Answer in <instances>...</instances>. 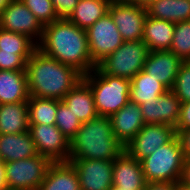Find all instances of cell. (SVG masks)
Listing matches in <instances>:
<instances>
[{"label": "cell", "instance_id": "4dcf8cb0", "mask_svg": "<svg viewBox=\"0 0 190 190\" xmlns=\"http://www.w3.org/2000/svg\"><path fill=\"white\" fill-rule=\"evenodd\" d=\"M25 6L45 26L59 19L51 0H21Z\"/></svg>", "mask_w": 190, "mask_h": 190}, {"label": "cell", "instance_id": "2e32d148", "mask_svg": "<svg viewBox=\"0 0 190 190\" xmlns=\"http://www.w3.org/2000/svg\"><path fill=\"white\" fill-rule=\"evenodd\" d=\"M113 186L122 189H145L141 161L133 158L126 150L113 160Z\"/></svg>", "mask_w": 190, "mask_h": 190}, {"label": "cell", "instance_id": "d590c367", "mask_svg": "<svg viewBox=\"0 0 190 190\" xmlns=\"http://www.w3.org/2000/svg\"><path fill=\"white\" fill-rule=\"evenodd\" d=\"M175 129H190V101L181 104L180 117Z\"/></svg>", "mask_w": 190, "mask_h": 190}, {"label": "cell", "instance_id": "83f0119b", "mask_svg": "<svg viewBox=\"0 0 190 190\" xmlns=\"http://www.w3.org/2000/svg\"><path fill=\"white\" fill-rule=\"evenodd\" d=\"M37 44L27 35L0 28V53H33Z\"/></svg>", "mask_w": 190, "mask_h": 190}, {"label": "cell", "instance_id": "4fadbf2b", "mask_svg": "<svg viewBox=\"0 0 190 190\" xmlns=\"http://www.w3.org/2000/svg\"><path fill=\"white\" fill-rule=\"evenodd\" d=\"M108 12L119 30L123 41H137L143 37L147 9L129 2L112 3Z\"/></svg>", "mask_w": 190, "mask_h": 190}, {"label": "cell", "instance_id": "1f68e13d", "mask_svg": "<svg viewBox=\"0 0 190 190\" xmlns=\"http://www.w3.org/2000/svg\"><path fill=\"white\" fill-rule=\"evenodd\" d=\"M171 90L182 103L190 101V61L183 62L180 65Z\"/></svg>", "mask_w": 190, "mask_h": 190}, {"label": "cell", "instance_id": "8992f818", "mask_svg": "<svg viewBox=\"0 0 190 190\" xmlns=\"http://www.w3.org/2000/svg\"><path fill=\"white\" fill-rule=\"evenodd\" d=\"M149 53L144 41H124L112 54L105 57L97 67L109 76L131 80L137 73L144 70L146 57Z\"/></svg>", "mask_w": 190, "mask_h": 190}, {"label": "cell", "instance_id": "ee69618b", "mask_svg": "<svg viewBox=\"0 0 190 190\" xmlns=\"http://www.w3.org/2000/svg\"><path fill=\"white\" fill-rule=\"evenodd\" d=\"M111 190H144V189H122L121 187H112Z\"/></svg>", "mask_w": 190, "mask_h": 190}, {"label": "cell", "instance_id": "9a60e30c", "mask_svg": "<svg viewBox=\"0 0 190 190\" xmlns=\"http://www.w3.org/2000/svg\"><path fill=\"white\" fill-rule=\"evenodd\" d=\"M182 63L183 61L169 50L149 51L144 71L171 90Z\"/></svg>", "mask_w": 190, "mask_h": 190}, {"label": "cell", "instance_id": "44dd1931", "mask_svg": "<svg viewBox=\"0 0 190 190\" xmlns=\"http://www.w3.org/2000/svg\"><path fill=\"white\" fill-rule=\"evenodd\" d=\"M26 71L0 70V105L29 100Z\"/></svg>", "mask_w": 190, "mask_h": 190}, {"label": "cell", "instance_id": "5bb4252c", "mask_svg": "<svg viewBox=\"0 0 190 190\" xmlns=\"http://www.w3.org/2000/svg\"><path fill=\"white\" fill-rule=\"evenodd\" d=\"M181 100L172 90L146 101L140 106L145 124H166L176 128L181 111Z\"/></svg>", "mask_w": 190, "mask_h": 190}, {"label": "cell", "instance_id": "6da1fadb", "mask_svg": "<svg viewBox=\"0 0 190 190\" xmlns=\"http://www.w3.org/2000/svg\"><path fill=\"white\" fill-rule=\"evenodd\" d=\"M37 49L62 64L72 66L83 76L97 66L90 56L86 30L66 18L44 26Z\"/></svg>", "mask_w": 190, "mask_h": 190}, {"label": "cell", "instance_id": "b9f144b4", "mask_svg": "<svg viewBox=\"0 0 190 190\" xmlns=\"http://www.w3.org/2000/svg\"><path fill=\"white\" fill-rule=\"evenodd\" d=\"M177 190H190V186L182 184L180 181L177 182Z\"/></svg>", "mask_w": 190, "mask_h": 190}, {"label": "cell", "instance_id": "484cf974", "mask_svg": "<svg viewBox=\"0 0 190 190\" xmlns=\"http://www.w3.org/2000/svg\"><path fill=\"white\" fill-rule=\"evenodd\" d=\"M108 0H79L68 19L79 28L87 29L108 13Z\"/></svg>", "mask_w": 190, "mask_h": 190}, {"label": "cell", "instance_id": "7c38bea8", "mask_svg": "<svg viewBox=\"0 0 190 190\" xmlns=\"http://www.w3.org/2000/svg\"><path fill=\"white\" fill-rule=\"evenodd\" d=\"M74 166L80 190H111L113 186V160L69 159Z\"/></svg>", "mask_w": 190, "mask_h": 190}, {"label": "cell", "instance_id": "74e56055", "mask_svg": "<svg viewBox=\"0 0 190 190\" xmlns=\"http://www.w3.org/2000/svg\"><path fill=\"white\" fill-rule=\"evenodd\" d=\"M182 184L190 186V158L185 159L184 167L181 172L180 180Z\"/></svg>", "mask_w": 190, "mask_h": 190}, {"label": "cell", "instance_id": "52a82bcc", "mask_svg": "<svg viewBox=\"0 0 190 190\" xmlns=\"http://www.w3.org/2000/svg\"><path fill=\"white\" fill-rule=\"evenodd\" d=\"M52 162L37 154L5 163L8 190H38Z\"/></svg>", "mask_w": 190, "mask_h": 190}, {"label": "cell", "instance_id": "d4e9b609", "mask_svg": "<svg viewBox=\"0 0 190 190\" xmlns=\"http://www.w3.org/2000/svg\"><path fill=\"white\" fill-rule=\"evenodd\" d=\"M147 15L173 23L190 20V0H157L147 8Z\"/></svg>", "mask_w": 190, "mask_h": 190}, {"label": "cell", "instance_id": "d6a6232c", "mask_svg": "<svg viewBox=\"0 0 190 190\" xmlns=\"http://www.w3.org/2000/svg\"><path fill=\"white\" fill-rule=\"evenodd\" d=\"M32 53H0V70L26 71Z\"/></svg>", "mask_w": 190, "mask_h": 190}, {"label": "cell", "instance_id": "f1b7e54d", "mask_svg": "<svg viewBox=\"0 0 190 190\" xmlns=\"http://www.w3.org/2000/svg\"><path fill=\"white\" fill-rule=\"evenodd\" d=\"M183 62L190 61V20L175 23L170 50Z\"/></svg>", "mask_w": 190, "mask_h": 190}, {"label": "cell", "instance_id": "7bdbcfd3", "mask_svg": "<svg viewBox=\"0 0 190 190\" xmlns=\"http://www.w3.org/2000/svg\"><path fill=\"white\" fill-rule=\"evenodd\" d=\"M110 4L112 3H124V2H130V0H108Z\"/></svg>", "mask_w": 190, "mask_h": 190}, {"label": "cell", "instance_id": "30bf717a", "mask_svg": "<svg viewBox=\"0 0 190 190\" xmlns=\"http://www.w3.org/2000/svg\"><path fill=\"white\" fill-rule=\"evenodd\" d=\"M0 28L27 35L38 44L44 26L21 0H12L0 14Z\"/></svg>", "mask_w": 190, "mask_h": 190}, {"label": "cell", "instance_id": "7402d4cb", "mask_svg": "<svg viewBox=\"0 0 190 190\" xmlns=\"http://www.w3.org/2000/svg\"><path fill=\"white\" fill-rule=\"evenodd\" d=\"M38 190H80V181L69 162L52 163Z\"/></svg>", "mask_w": 190, "mask_h": 190}, {"label": "cell", "instance_id": "603a6c76", "mask_svg": "<svg viewBox=\"0 0 190 190\" xmlns=\"http://www.w3.org/2000/svg\"><path fill=\"white\" fill-rule=\"evenodd\" d=\"M29 131L28 101L0 105V134Z\"/></svg>", "mask_w": 190, "mask_h": 190}, {"label": "cell", "instance_id": "d6986e66", "mask_svg": "<svg viewBox=\"0 0 190 190\" xmlns=\"http://www.w3.org/2000/svg\"><path fill=\"white\" fill-rule=\"evenodd\" d=\"M29 131L17 134H0V159L3 162L18 161L37 155Z\"/></svg>", "mask_w": 190, "mask_h": 190}, {"label": "cell", "instance_id": "e575fe53", "mask_svg": "<svg viewBox=\"0 0 190 190\" xmlns=\"http://www.w3.org/2000/svg\"><path fill=\"white\" fill-rule=\"evenodd\" d=\"M176 137L182 149L184 159L190 158V129H176Z\"/></svg>", "mask_w": 190, "mask_h": 190}, {"label": "cell", "instance_id": "f35d334b", "mask_svg": "<svg viewBox=\"0 0 190 190\" xmlns=\"http://www.w3.org/2000/svg\"><path fill=\"white\" fill-rule=\"evenodd\" d=\"M0 190H8L5 162H0Z\"/></svg>", "mask_w": 190, "mask_h": 190}, {"label": "cell", "instance_id": "277c9868", "mask_svg": "<svg viewBox=\"0 0 190 190\" xmlns=\"http://www.w3.org/2000/svg\"><path fill=\"white\" fill-rule=\"evenodd\" d=\"M82 79L91 88L99 116L110 117L130 101L128 79L104 74L97 66Z\"/></svg>", "mask_w": 190, "mask_h": 190}, {"label": "cell", "instance_id": "3957f363", "mask_svg": "<svg viewBox=\"0 0 190 190\" xmlns=\"http://www.w3.org/2000/svg\"><path fill=\"white\" fill-rule=\"evenodd\" d=\"M125 150L114 136L109 117L98 116L83 122L70 140L69 159L114 160Z\"/></svg>", "mask_w": 190, "mask_h": 190}, {"label": "cell", "instance_id": "ab89813d", "mask_svg": "<svg viewBox=\"0 0 190 190\" xmlns=\"http://www.w3.org/2000/svg\"><path fill=\"white\" fill-rule=\"evenodd\" d=\"M157 0H130L129 3L139 7L147 8L152 2Z\"/></svg>", "mask_w": 190, "mask_h": 190}, {"label": "cell", "instance_id": "5b68a950", "mask_svg": "<svg viewBox=\"0 0 190 190\" xmlns=\"http://www.w3.org/2000/svg\"><path fill=\"white\" fill-rule=\"evenodd\" d=\"M184 161L182 149L175 137L171 142L161 145L152 154L141 160L146 183L178 182Z\"/></svg>", "mask_w": 190, "mask_h": 190}, {"label": "cell", "instance_id": "ffe728a7", "mask_svg": "<svg viewBox=\"0 0 190 190\" xmlns=\"http://www.w3.org/2000/svg\"><path fill=\"white\" fill-rule=\"evenodd\" d=\"M174 31L175 23L147 15L142 40L149 51L170 50Z\"/></svg>", "mask_w": 190, "mask_h": 190}, {"label": "cell", "instance_id": "7a4b0ae2", "mask_svg": "<svg viewBox=\"0 0 190 190\" xmlns=\"http://www.w3.org/2000/svg\"><path fill=\"white\" fill-rule=\"evenodd\" d=\"M29 95L62 100L83 78L75 68L36 49L26 62Z\"/></svg>", "mask_w": 190, "mask_h": 190}, {"label": "cell", "instance_id": "4316f807", "mask_svg": "<svg viewBox=\"0 0 190 190\" xmlns=\"http://www.w3.org/2000/svg\"><path fill=\"white\" fill-rule=\"evenodd\" d=\"M57 99L30 96L28 100L29 124H55Z\"/></svg>", "mask_w": 190, "mask_h": 190}, {"label": "cell", "instance_id": "836d02e7", "mask_svg": "<svg viewBox=\"0 0 190 190\" xmlns=\"http://www.w3.org/2000/svg\"><path fill=\"white\" fill-rule=\"evenodd\" d=\"M58 18H66L73 13L79 0H51Z\"/></svg>", "mask_w": 190, "mask_h": 190}, {"label": "cell", "instance_id": "cb8c5ba5", "mask_svg": "<svg viewBox=\"0 0 190 190\" xmlns=\"http://www.w3.org/2000/svg\"><path fill=\"white\" fill-rule=\"evenodd\" d=\"M130 82V101L138 105L158 98L159 95L169 90L165 85L144 70L137 73Z\"/></svg>", "mask_w": 190, "mask_h": 190}, {"label": "cell", "instance_id": "ac0fdd59", "mask_svg": "<svg viewBox=\"0 0 190 190\" xmlns=\"http://www.w3.org/2000/svg\"><path fill=\"white\" fill-rule=\"evenodd\" d=\"M62 101L82 123L99 116L91 88L83 79L64 96Z\"/></svg>", "mask_w": 190, "mask_h": 190}, {"label": "cell", "instance_id": "60d3db41", "mask_svg": "<svg viewBox=\"0 0 190 190\" xmlns=\"http://www.w3.org/2000/svg\"><path fill=\"white\" fill-rule=\"evenodd\" d=\"M12 0H0V14L4 10L5 7H7Z\"/></svg>", "mask_w": 190, "mask_h": 190}, {"label": "cell", "instance_id": "f546056e", "mask_svg": "<svg viewBox=\"0 0 190 190\" xmlns=\"http://www.w3.org/2000/svg\"><path fill=\"white\" fill-rule=\"evenodd\" d=\"M55 125L68 140H71L80 129L82 122L62 100H57Z\"/></svg>", "mask_w": 190, "mask_h": 190}, {"label": "cell", "instance_id": "8d00e7d4", "mask_svg": "<svg viewBox=\"0 0 190 190\" xmlns=\"http://www.w3.org/2000/svg\"><path fill=\"white\" fill-rule=\"evenodd\" d=\"M144 190H177V182H150L146 183Z\"/></svg>", "mask_w": 190, "mask_h": 190}, {"label": "cell", "instance_id": "ba28073f", "mask_svg": "<svg viewBox=\"0 0 190 190\" xmlns=\"http://www.w3.org/2000/svg\"><path fill=\"white\" fill-rule=\"evenodd\" d=\"M92 61L97 65L123 44V39L110 13L86 29Z\"/></svg>", "mask_w": 190, "mask_h": 190}, {"label": "cell", "instance_id": "9c48e42d", "mask_svg": "<svg viewBox=\"0 0 190 190\" xmlns=\"http://www.w3.org/2000/svg\"><path fill=\"white\" fill-rule=\"evenodd\" d=\"M29 132L38 154L52 163L69 161L70 140L55 124H29Z\"/></svg>", "mask_w": 190, "mask_h": 190}, {"label": "cell", "instance_id": "8fae6325", "mask_svg": "<svg viewBox=\"0 0 190 190\" xmlns=\"http://www.w3.org/2000/svg\"><path fill=\"white\" fill-rule=\"evenodd\" d=\"M176 137V129L166 124H145L125 146V150L138 161L152 154L161 145Z\"/></svg>", "mask_w": 190, "mask_h": 190}, {"label": "cell", "instance_id": "e0dca14e", "mask_svg": "<svg viewBox=\"0 0 190 190\" xmlns=\"http://www.w3.org/2000/svg\"><path fill=\"white\" fill-rule=\"evenodd\" d=\"M109 118L114 136L124 145V147L145 125L140 106L131 101Z\"/></svg>", "mask_w": 190, "mask_h": 190}]
</instances>
